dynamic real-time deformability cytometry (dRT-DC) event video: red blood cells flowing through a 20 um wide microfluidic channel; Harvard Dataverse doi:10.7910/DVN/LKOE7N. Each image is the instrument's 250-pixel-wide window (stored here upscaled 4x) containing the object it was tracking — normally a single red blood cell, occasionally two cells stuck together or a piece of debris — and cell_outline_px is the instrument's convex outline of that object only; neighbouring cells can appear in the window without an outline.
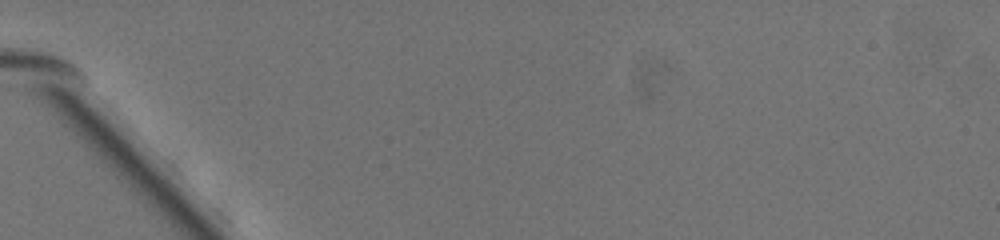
{"species": "common noctule bat (a hibernating species)", "species_latin": "Nyctalus noctula", "temperature_condition": "warm", "stored_images_in_passage": 2, "camera_frame_rate_fps": 3000, "um_per_image_px": 0.085, "animal": {"sex": "female", "body_mass_g": 19.5, "forearm_length_mm": 54.1}, "frame": {"image": 1, "passage_image": 1, "time_ms": 0.0, "image_size_px": [1000, 240], "cell_outline_px": [[264, 144], [256, 144], [196, 84], [180, 56], [192, 52], [248, 96], [252, 100], [264, 116]], "centroid_in_image_um": [19.32, 8.3], "position_along_channel_um": 65.7, "area_um2": 19.02}}